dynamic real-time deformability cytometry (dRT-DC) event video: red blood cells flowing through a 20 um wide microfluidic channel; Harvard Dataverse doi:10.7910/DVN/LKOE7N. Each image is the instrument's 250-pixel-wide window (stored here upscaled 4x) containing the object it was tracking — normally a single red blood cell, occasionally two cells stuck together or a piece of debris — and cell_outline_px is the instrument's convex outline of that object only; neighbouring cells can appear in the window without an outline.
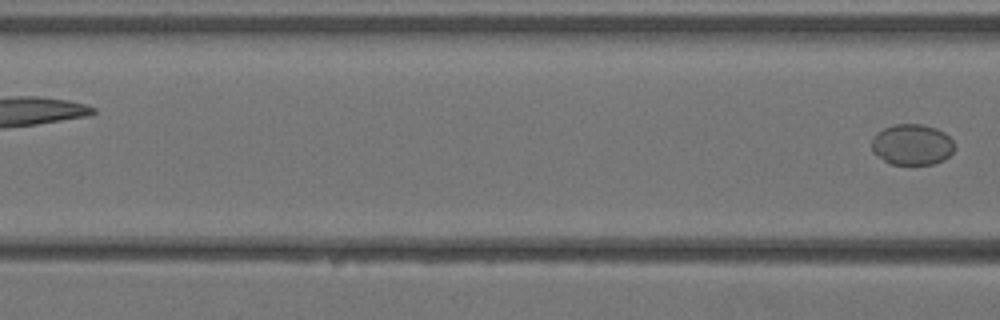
{"species": "Egyptian fruit bat (a non-hibernating species)", "species_latin": "Rousettus aegyptiacus", "temperature_condition": "warm", "stored_images_in_passage": 4, "camera_frame_rate_fps": 3000, "um_per_image_px": 0.085, "animal": {"sex": "female"}, "frame": {"image": 1, "passage_image": 4, "time_ms": 1.0, "image_size_px": [1000, 320], "cell_outline_px": [[956, 148], [944, 160], [932, 164], [892, 164], [876, 156], [872, 152], [872, 140], [876, 132], [892, 124], [920, 124], [936, 128], [944, 132], [956, 144]], "centroid_in_image_um": [77.52, 12.28], "position_along_channel_um": 89.1, "area_um2": 19.88}}